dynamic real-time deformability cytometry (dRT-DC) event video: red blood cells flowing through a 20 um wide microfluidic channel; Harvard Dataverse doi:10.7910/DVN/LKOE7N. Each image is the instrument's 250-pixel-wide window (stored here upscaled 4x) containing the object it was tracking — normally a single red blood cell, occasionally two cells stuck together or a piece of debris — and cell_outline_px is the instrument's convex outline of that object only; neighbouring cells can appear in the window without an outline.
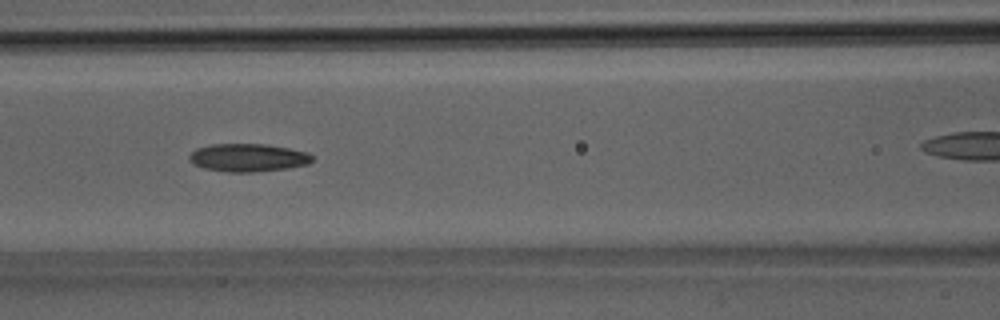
{"species": "Egyptian fruit bat (a non-hibernating species)", "species_latin": "Rousettus aegyptiacus", "temperature_condition": "room temperature", "stored_images_in_passage": 13, "camera_frame_rate_fps": 3000, "um_per_image_px": 0.085, "animal": {"sex": "male"}, "frame": {"image": 1, "passage_image": 8, "time_ms": 2.333, "image_size_px": [1000, 320], "cell_outline_px": [[312, 160], [308, 164], [288, 168], [252, 172], [228, 172], [204, 168], [192, 164], [188, 160], [188, 156], [196, 148], [212, 144], [268, 144], [308, 152], [312, 156]], "centroid_in_image_um": [21.05, 13.4], "position_along_channel_um": 145.5, "area_um2": 20.11}}